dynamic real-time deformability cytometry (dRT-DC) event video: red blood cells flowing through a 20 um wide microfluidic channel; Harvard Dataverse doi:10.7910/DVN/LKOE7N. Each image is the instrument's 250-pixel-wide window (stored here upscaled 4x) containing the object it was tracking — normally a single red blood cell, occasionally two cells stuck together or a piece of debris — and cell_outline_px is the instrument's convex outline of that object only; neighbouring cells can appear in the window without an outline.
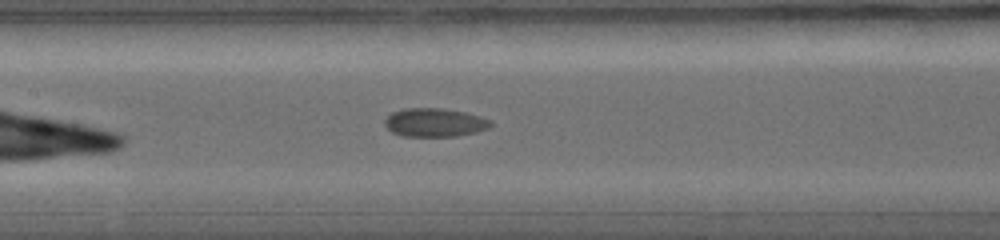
{"species": "common noctule bat (a hibernating species)", "species_latin": "Nyctalus noctula", "temperature_condition": "warm", "stored_images_in_passage": 16, "camera_frame_rate_fps": 5000, "um_per_image_px": 0.085, "animal": {"sex": "female", "body_mass_g": 19.0, "forearm_length_mm": 56.7}, "frame": {"image": 1, "passage_image": 14, "time_ms": 2.6, "image_size_px": [1000, 240], "cell_outline_px": [[492, 124], [488, 128], [476, 132], [456, 136], [404, 136], [392, 132], [384, 124], [384, 120], [392, 112], [404, 108], [444, 108], [464, 112], [480, 116], [492, 120]], "centroid_in_image_um": [36.95, 10.4], "position_along_channel_um": 170.4, "area_um2": 17.63}}